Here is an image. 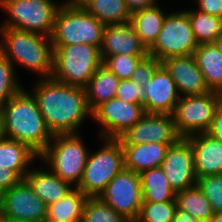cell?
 I'll return each mask as SVG.
<instances>
[{"label":"cell","instance_id":"15","mask_svg":"<svg viewBox=\"0 0 222 222\" xmlns=\"http://www.w3.org/2000/svg\"><path fill=\"white\" fill-rule=\"evenodd\" d=\"M161 168L175 193L196 185L193 149L185 137L168 147Z\"/></svg>","mask_w":222,"mask_h":222},{"label":"cell","instance_id":"33","mask_svg":"<svg viewBox=\"0 0 222 222\" xmlns=\"http://www.w3.org/2000/svg\"><path fill=\"white\" fill-rule=\"evenodd\" d=\"M177 209L176 200L166 202H143L137 222H171Z\"/></svg>","mask_w":222,"mask_h":222},{"label":"cell","instance_id":"2","mask_svg":"<svg viewBox=\"0 0 222 222\" xmlns=\"http://www.w3.org/2000/svg\"><path fill=\"white\" fill-rule=\"evenodd\" d=\"M6 138L21 141L40 155L53 139L30 90L23 88L0 105Z\"/></svg>","mask_w":222,"mask_h":222},{"label":"cell","instance_id":"35","mask_svg":"<svg viewBox=\"0 0 222 222\" xmlns=\"http://www.w3.org/2000/svg\"><path fill=\"white\" fill-rule=\"evenodd\" d=\"M196 185L211 204L214 213H222V175L197 178Z\"/></svg>","mask_w":222,"mask_h":222},{"label":"cell","instance_id":"21","mask_svg":"<svg viewBox=\"0 0 222 222\" xmlns=\"http://www.w3.org/2000/svg\"><path fill=\"white\" fill-rule=\"evenodd\" d=\"M173 144L148 142L145 144H122L125 168L136 173L161 167L168 147Z\"/></svg>","mask_w":222,"mask_h":222},{"label":"cell","instance_id":"48","mask_svg":"<svg viewBox=\"0 0 222 222\" xmlns=\"http://www.w3.org/2000/svg\"><path fill=\"white\" fill-rule=\"evenodd\" d=\"M2 198V193H0V217H1V199Z\"/></svg>","mask_w":222,"mask_h":222},{"label":"cell","instance_id":"12","mask_svg":"<svg viewBox=\"0 0 222 222\" xmlns=\"http://www.w3.org/2000/svg\"><path fill=\"white\" fill-rule=\"evenodd\" d=\"M144 114L143 104L129 103L114 97L98 106L92 112L91 119L101 126L99 138L118 139Z\"/></svg>","mask_w":222,"mask_h":222},{"label":"cell","instance_id":"24","mask_svg":"<svg viewBox=\"0 0 222 222\" xmlns=\"http://www.w3.org/2000/svg\"><path fill=\"white\" fill-rule=\"evenodd\" d=\"M119 82L120 79L102 64L85 87L89 110L93 112L102 103L114 98Z\"/></svg>","mask_w":222,"mask_h":222},{"label":"cell","instance_id":"9","mask_svg":"<svg viewBox=\"0 0 222 222\" xmlns=\"http://www.w3.org/2000/svg\"><path fill=\"white\" fill-rule=\"evenodd\" d=\"M197 46L188 14L184 10L173 11L164 19L159 35L148 48V56L162 62L171 57L191 55Z\"/></svg>","mask_w":222,"mask_h":222},{"label":"cell","instance_id":"23","mask_svg":"<svg viewBox=\"0 0 222 222\" xmlns=\"http://www.w3.org/2000/svg\"><path fill=\"white\" fill-rule=\"evenodd\" d=\"M193 55L208 89L222 94V55L217 46L199 44Z\"/></svg>","mask_w":222,"mask_h":222},{"label":"cell","instance_id":"18","mask_svg":"<svg viewBox=\"0 0 222 222\" xmlns=\"http://www.w3.org/2000/svg\"><path fill=\"white\" fill-rule=\"evenodd\" d=\"M100 53L104 61L108 56L119 54L148 55V49L141 42L129 21L105 25Z\"/></svg>","mask_w":222,"mask_h":222},{"label":"cell","instance_id":"32","mask_svg":"<svg viewBox=\"0 0 222 222\" xmlns=\"http://www.w3.org/2000/svg\"><path fill=\"white\" fill-rule=\"evenodd\" d=\"M19 80L14 65L0 52V105L24 88Z\"/></svg>","mask_w":222,"mask_h":222},{"label":"cell","instance_id":"43","mask_svg":"<svg viewBox=\"0 0 222 222\" xmlns=\"http://www.w3.org/2000/svg\"><path fill=\"white\" fill-rule=\"evenodd\" d=\"M87 0H64L60 6H82Z\"/></svg>","mask_w":222,"mask_h":222},{"label":"cell","instance_id":"14","mask_svg":"<svg viewBox=\"0 0 222 222\" xmlns=\"http://www.w3.org/2000/svg\"><path fill=\"white\" fill-rule=\"evenodd\" d=\"M180 138L172 115L145 113L118 139L121 144H145L148 142L175 144Z\"/></svg>","mask_w":222,"mask_h":222},{"label":"cell","instance_id":"45","mask_svg":"<svg viewBox=\"0 0 222 222\" xmlns=\"http://www.w3.org/2000/svg\"><path fill=\"white\" fill-rule=\"evenodd\" d=\"M214 44L217 46L219 52L222 55V34L216 39V41L214 42Z\"/></svg>","mask_w":222,"mask_h":222},{"label":"cell","instance_id":"41","mask_svg":"<svg viewBox=\"0 0 222 222\" xmlns=\"http://www.w3.org/2000/svg\"><path fill=\"white\" fill-rule=\"evenodd\" d=\"M130 13L158 4L159 0H124Z\"/></svg>","mask_w":222,"mask_h":222},{"label":"cell","instance_id":"36","mask_svg":"<svg viewBox=\"0 0 222 222\" xmlns=\"http://www.w3.org/2000/svg\"><path fill=\"white\" fill-rule=\"evenodd\" d=\"M145 88L131 79L120 80L115 97L129 103L143 104Z\"/></svg>","mask_w":222,"mask_h":222},{"label":"cell","instance_id":"20","mask_svg":"<svg viewBox=\"0 0 222 222\" xmlns=\"http://www.w3.org/2000/svg\"><path fill=\"white\" fill-rule=\"evenodd\" d=\"M32 167L24 179L47 206L63 199L75 188L69 182L58 177L47 166H45L46 168L43 166Z\"/></svg>","mask_w":222,"mask_h":222},{"label":"cell","instance_id":"30","mask_svg":"<svg viewBox=\"0 0 222 222\" xmlns=\"http://www.w3.org/2000/svg\"><path fill=\"white\" fill-rule=\"evenodd\" d=\"M177 208L189 212L198 221L210 220L214 215L211 204L197 185L176 193Z\"/></svg>","mask_w":222,"mask_h":222},{"label":"cell","instance_id":"4","mask_svg":"<svg viewBox=\"0 0 222 222\" xmlns=\"http://www.w3.org/2000/svg\"><path fill=\"white\" fill-rule=\"evenodd\" d=\"M79 133L56 134L39 160L62 180L77 187L82 179L90 150Z\"/></svg>","mask_w":222,"mask_h":222},{"label":"cell","instance_id":"47","mask_svg":"<svg viewBox=\"0 0 222 222\" xmlns=\"http://www.w3.org/2000/svg\"><path fill=\"white\" fill-rule=\"evenodd\" d=\"M0 222H33V221L18 220V219H0Z\"/></svg>","mask_w":222,"mask_h":222},{"label":"cell","instance_id":"16","mask_svg":"<svg viewBox=\"0 0 222 222\" xmlns=\"http://www.w3.org/2000/svg\"><path fill=\"white\" fill-rule=\"evenodd\" d=\"M144 88L143 109L145 113L172 115L180 95L175 82L162 64L155 70L152 79Z\"/></svg>","mask_w":222,"mask_h":222},{"label":"cell","instance_id":"28","mask_svg":"<svg viewBox=\"0 0 222 222\" xmlns=\"http://www.w3.org/2000/svg\"><path fill=\"white\" fill-rule=\"evenodd\" d=\"M82 7L104 25L126 23L131 19L124 0H87Z\"/></svg>","mask_w":222,"mask_h":222},{"label":"cell","instance_id":"40","mask_svg":"<svg viewBox=\"0 0 222 222\" xmlns=\"http://www.w3.org/2000/svg\"><path fill=\"white\" fill-rule=\"evenodd\" d=\"M205 133L222 142V102L216 109L211 125Z\"/></svg>","mask_w":222,"mask_h":222},{"label":"cell","instance_id":"44","mask_svg":"<svg viewBox=\"0 0 222 222\" xmlns=\"http://www.w3.org/2000/svg\"><path fill=\"white\" fill-rule=\"evenodd\" d=\"M5 139H6L5 128H4L3 120L0 117V143L3 142Z\"/></svg>","mask_w":222,"mask_h":222},{"label":"cell","instance_id":"38","mask_svg":"<svg viewBox=\"0 0 222 222\" xmlns=\"http://www.w3.org/2000/svg\"><path fill=\"white\" fill-rule=\"evenodd\" d=\"M22 178L13 170L0 168V193L17 185Z\"/></svg>","mask_w":222,"mask_h":222},{"label":"cell","instance_id":"17","mask_svg":"<svg viewBox=\"0 0 222 222\" xmlns=\"http://www.w3.org/2000/svg\"><path fill=\"white\" fill-rule=\"evenodd\" d=\"M161 64L175 82L180 96L201 95L210 92L193 54L167 58Z\"/></svg>","mask_w":222,"mask_h":222},{"label":"cell","instance_id":"34","mask_svg":"<svg viewBox=\"0 0 222 222\" xmlns=\"http://www.w3.org/2000/svg\"><path fill=\"white\" fill-rule=\"evenodd\" d=\"M148 55H127L119 54L108 56L104 61L105 65L120 80L130 79L138 63Z\"/></svg>","mask_w":222,"mask_h":222},{"label":"cell","instance_id":"13","mask_svg":"<svg viewBox=\"0 0 222 222\" xmlns=\"http://www.w3.org/2000/svg\"><path fill=\"white\" fill-rule=\"evenodd\" d=\"M1 199L0 219L45 222L47 205L25 179L4 191Z\"/></svg>","mask_w":222,"mask_h":222},{"label":"cell","instance_id":"19","mask_svg":"<svg viewBox=\"0 0 222 222\" xmlns=\"http://www.w3.org/2000/svg\"><path fill=\"white\" fill-rule=\"evenodd\" d=\"M185 138L193 149L196 177L222 175V142L207 133H196Z\"/></svg>","mask_w":222,"mask_h":222},{"label":"cell","instance_id":"27","mask_svg":"<svg viewBox=\"0 0 222 222\" xmlns=\"http://www.w3.org/2000/svg\"><path fill=\"white\" fill-rule=\"evenodd\" d=\"M143 202H166L176 198L161 167L144 170L140 173Z\"/></svg>","mask_w":222,"mask_h":222},{"label":"cell","instance_id":"1","mask_svg":"<svg viewBox=\"0 0 222 222\" xmlns=\"http://www.w3.org/2000/svg\"><path fill=\"white\" fill-rule=\"evenodd\" d=\"M33 84L30 93L53 135L79 133L86 117L92 118L84 87L66 85L52 77L37 79Z\"/></svg>","mask_w":222,"mask_h":222},{"label":"cell","instance_id":"8","mask_svg":"<svg viewBox=\"0 0 222 222\" xmlns=\"http://www.w3.org/2000/svg\"><path fill=\"white\" fill-rule=\"evenodd\" d=\"M55 0H5L0 4L7 13L0 28H14L50 37L60 4Z\"/></svg>","mask_w":222,"mask_h":222},{"label":"cell","instance_id":"29","mask_svg":"<svg viewBox=\"0 0 222 222\" xmlns=\"http://www.w3.org/2000/svg\"><path fill=\"white\" fill-rule=\"evenodd\" d=\"M185 12L188 14L192 32L198 45L214 43L222 34L221 17L201 12L196 8L185 10Z\"/></svg>","mask_w":222,"mask_h":222},{"label":"cell","instance_id":"37","mask_svg":"<svg viewBox=\"0 0 222 222\" xmlns=\"http://www.w3.org/2000/svg\"><path fill=\"white\" fill-rule=\"evenodd\" d=\"M160 65L161 62L155 57L147 56L138 63L130 79L133 82L138 83L140 86L145 87L152 79L155 70Z\"/></svg>","mask_w":222,"mask_h":222},{"label":"cell","instance_id":"5","mask_svg":"<svg viewBox=\"0 0 222 222\" xmlns=\"http://www.w3.org/2000/svg\"><path fill=\"white\" fill-rule=\"evenodd\" d=\"M52 78L77 87H86L103 64L100 49L90 44L53 45Z\"/></svg>","mask_w":222,"mask_h":222},{"label":"cell","instance_id":"10","mask_svg":"<svg viewBox=\"0 0 222 222\" xmlns=\"http://www.w3.org/2000/svg\"><path fill=\"white\" fill-rule=\"evenodd\" d=\"M222 102V94L210 91L201 95L180 96L172 113L175 128L181 137L205 133Z\"/></svg>","mask_w":222,"mask_h":222},{"label":"cell","instance_id":"39","mask_svg":"<svg viewBox=\"0 0 222 222\" xmlns=\"http://www.w3.org/2000/svg\"><path fill=\"white\" fill-rule=\"evenodd\" d=\"M196 10L222 18V0H194Z\"/></svg>","mask_w":222,"mask_h":222},{"label":"cell","instance_id":"11","mask_svg":"<svg viewBox=\"0 0 222 222\" xmlns=\"http://www.w3.org/2000/svg\"><path fill=\"white\" fill-rule=\"evenodd\" d=\"M98 198L129 221L136 220L143 203L140 174L124 168Z\"/></svg>","mask_w":222,"mask_h":222},{"label":"cell","instance_id":"26","mask_svg":"<svg viewBox=\"0 0 222 222\" xmlns=\"http://www.w3.org/2000/svg\"><path fill=\"white\" fill-rule=\"evenodd\" d=\"M88 199L81 190L74 188L63 199L47 206L45 222H81Z\"/></svg>","mask_w":222,"mask_h":222},{"label":"cell","instance_id":"42","mask_svg":"<svg viewBox=\"0 0 222 222\" xmlns=\"http://www.w3.org/2000/svg\"><path fill=\"white\" fill-rule=\"evenodd\" d=\"M171 222H199V221L189 212H185L177 208Z\"/></svg>","mask_w":222,"mask_h":222},{"label":"cell","instance_id":"3","mask_svg":"<svg viewBox=\"0 0 222 222\" xmlns=\"http://www.w3.org/2000/svg\"><path fill=\"white\" fill-rule=\"evenodd\" d=\"M0 52L14 65L32 71L40 78L52 76L54 48L51 38L42 34L0 28Z\"/></svg>","mask_w":222,"mask_h":222},{"label":"cell","instance_id":"49","mask_svg":"<svg viewBox=\"0 0 222 222\" xmlns=\"http://www.w3.org/2000/svg\"><path fill=\"white\" fill-rule=\"evenodd\" d=\"M199 222H212L211 220H203V221H199Z\"/></svg>","mask_w":222,"mask_h":222},{"label":"cell","instance_id":"25","mask_svg":"<svg viewBox=\"0 0 222 222\" xmlns=\"http://www.w3.org/2000/svg\"><path fill=\"white\" fill-rule=\"evenodd\" d=\"M158 4L131 13L130 22L141 42L148 49L156 40L162 28L165 13Z\"/></svg>","mask_w":222,"mask_h":222},{"label":"cell","instance_id":"31","mask_svg":"<svg viewBox=\"0 0 222 222\" xmlns=\"http://www.w3.org/2000/svg\"><path fill=\"white\" fill-rule=\"evenodd\" d=\"M81 222H130L98 197H89Z\"/></svg>","mask_w":222,"mask_h":222},{"label":"cell","instance_id":"46","mask_svg":"<svg viewBox=\"0 0 222 222\" xmlns=\"http://www.w3.org/2000/svg\"><path fill=\"white\" fill-rule=\"evenodd\" d=\"M210 220L212 222H222V213H214Z\"/></svg>","mask_w":222,"mask_h":222},{"label":"cell","instance_id":"22","mask_svg":"<svg viewBox=\"0 0 222 222\" xmlns=\"http://www.w3.org/2000/svg\"><path fill=\"white\" fill-rule=\"evenodd\" d=\"M39 155L21 141L6 138L0 143V168L15 171L22 179Z\"/></svg>","mask_w":222,"mask_h":222},{"label":"cell","instance_id":"7","mask_svg":"<svg viewBox=\"0 0 222 222\" xmlns=\"http://www.w3.org/2000/svg\"><path fill=\"white\" fill-rule=\"evenodd\" d=\"M105 25L82 6H60L50 36L52 45L90 44L101 48Z\"/></svg>","mask_w":222,"mask_h":222},{"label":"cell","instance_id":"6","mask_svg":"<svg viewBox=\"0 0 222 222\" xmlns=\"http://www.w3.org/2000/svg\"><path fill=\"white\" fill-rule=\"evenodd\" d=\"M99 139L102 145L93 153L90 150L82 179L76 187L88 197H99L107 184L125 168L124 150L120 140Z\"/></svg>","mask_w":222,"mask_h":222}]
</instances>
